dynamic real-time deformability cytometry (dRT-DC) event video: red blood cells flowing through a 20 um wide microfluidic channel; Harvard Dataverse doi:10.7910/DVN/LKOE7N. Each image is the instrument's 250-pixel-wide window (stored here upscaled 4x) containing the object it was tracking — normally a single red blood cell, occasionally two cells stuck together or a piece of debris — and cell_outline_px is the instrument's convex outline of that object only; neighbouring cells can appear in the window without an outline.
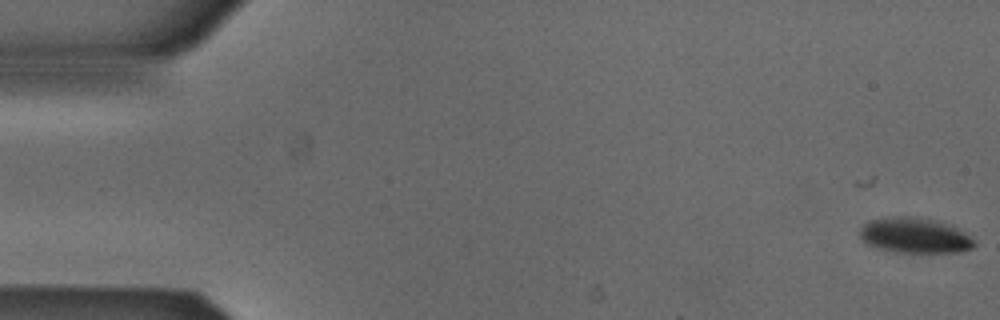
{"species": "Egyptian fruit bat (a non-hibernating species)", "species_latin": "Rousettus aegyptiacus", "temperature_condition": "cold", "stored_images_in_passage": 2, "camera_frame_rate_fps": 3000, "um_per_image_px": 0.085, "animal": {"sex": "male"}, "frame": {"image": 1, "passage_image": 2, "time_ms": 0.333, "image_size_px": [1000, 320], "cell_outline_px": [[976, 244], [972, 248], [960, 252], [896, 252], [880, 248], [868, 244], [860, 236], [860, 228], [868, 220], [896, 216], [916, 216], [940, 220], [952, 224], [976, 240]], "centroid_in_image_um": [77.81, 19.99], "position_along_channel_um": 7.2, "area_um2": 23.87}}